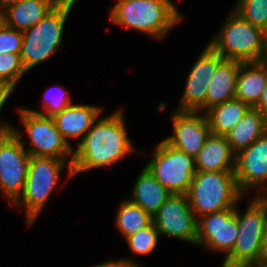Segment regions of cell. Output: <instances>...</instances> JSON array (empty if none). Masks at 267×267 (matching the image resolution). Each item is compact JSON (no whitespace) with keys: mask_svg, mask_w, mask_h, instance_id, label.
Instances as JSON below:
<instances>
[{"mask_svg":"<svg viewBox=\"0 0 267 267\" xmlns=\"http://www.w3.org/2000/svg\"><path fill=\"white\" fill-rule=\"evenodd\" d=\"M238 237V222L234 208L209 213L197 218V246L222 251L226 257L232 252Z\"/></svg>","mask_w":267,"mask_h":267,"instance_id":"13","label":"cell"},{"mask_svg":"<svg viewBox=\"0 0 267 267\" xmlns=\"http://www.w3.org/2000/svg\"><path fill=\"white\" fill-rule=\"evenodd\" d=\"M74 3H59L35 26L23 31L21 60L29 71L60 48L65 22Z\"/></svg>","mask_w":267,"mask_h":267,"instance_id":"5","label":"cell"},{"mask_svg":"<svg viewBox=\"0 0 267 267\" xmlns=\"http://www.w3.org/2000/svg\"><path fill=\"white\" fill-rule=\"evenodd\" d=\"M152 222V216L130 200H124L121 203L116 216L117 228L125 238L149 226Z\"/></svg>","mask_w":267,"mask_h":267,"instance_id":"24","label":"cell"},{"mask_svg":"<svg viewBox=\"0 0 267 267\" xmlns=\"http://www.w3.org/2000/svg\"><path fill=\"white\" fill-rule=\"evenodd\" d=\"M18 112L30 139V148L27 150L30 156L68 160V157L73 155L74 150L62 137L52 117L24 108L19 109Z\"/></svg>","mask_w":267,"mask_h":267,"instance_id":"10","label":"cell"},{"mask_svg":"<svg viewBox=\"0 0 267 267\" xmlns=\"http://www.w3.org/2000/svg\"><path fill=\"white\" fill-rule=\"evenodd\" d=\"M224 60L210 44L205 47L187 77L178 111H206L208 85Z\"/></svg>","mask_w":267,"mask_h":267,"instance_id":"12","label":"cell"},{"mask_svg":"<svg viewBox=\"0 0 267 267\" xmlns=\"http://www.w3.org/2000/svg\"><path fill=\"white\" fill-rule=\"evenodd\" d=\"M265 60H267V31H266V54H265Z\"/></svg>","mask_w":267,"mask_h":267,"instance_id":"37","label":"cell"},{"mask_svg":"<svg viewBox=\"0 0 267 267\" xmlns=\"http://www.w3.org/2000/svg\"><path fill=\"white\" fill-rule=\"evenodd\" d=\"M267 131V118L256 108H250L226 134L232 151L237 154L247 148Z\"/></svg>","mask_w":267,"mask_h":267,"instance_id":"22","label":"cell"},{"mask_svg":"<svg viewBox=\"0 0 267 267\" xmlns=\"http://www.w3.org/2000/svg\"><path fill=\"white\" fill-rule=\"evenodd\" d=\"M160 235L182 239L196 245L197 218L187 194H172L152 217Z\"/></svg>","mask_w":267,"mask_h":267,"instance_id":"11","label":"cell"},{"mask_svg":"<svg viewBox=\"0 0 267 267\" xmlns=\"http://www.w3.org/2000/svg\"><path fill=\"white\" fill-rule=\"evenodd\" d=\"M260 261L261 262H267V225H266L265 234H264V237L262 240Z\"/></svg>","mask_w":267,"mask_h":267,"instance_id":"32","label":"cell"},{"mask_svg":"<svg viewBox=\"0 0 267 267\" xmlns=\"http://www.w3.org/2000/svg\"><path fill=\"white\" fill-rule=\"evenodd\" d=\"M159 236L160 232L152 222L149 226L137 231L125 239L128 242L132 253L147 255L153 252L156 248Z\"/></svg>","mask_w":267,"mask_h":267,"instance_id":"27","label":"cell"},{"mask_svg":"<svg viewBox=\"0 0 267 267\" xmlns=\"http://www.w3.org/2000/svg\"><path fill=\"white\" fill-rule=\"evenodd\" d=\"M261 195V196H260ZM253 199L238 222V237L232 252L225 257L222 267H246L260 261L262 240L267 225V198L260 194Z\"/></svg>","mask_w":267,"mask_h":267,"instance_id":"6","label":"cell"},{"mask_svg":"<svg viewBox=\"0 0 267 267\" xmlns=\"http://www.w3.org/2000/svg\"><path fill=\"white\" fill-rule=\"evenodd\" d=\"M254 108L258 109L267 118V80L261 98Z\"/></svg>","mask_w":267,"mask_h":267,"instance_id":"31","label":"cell"},{"mask_svg":"<svg viewBox=\"0 0 267 267\" xmlns=\"http://www.w3.org/2000/svg\"><path fill=\"white\" fill-rule=\"evenodd\" d=\"M23 31L12 29L0 21V54L21 53Z\"/></svg>","mask_w":267,"mask_h":267,"instance_id":"29","label":"cell"},{"mask_svg":"<svg viewBox=\"0 0 267 267\" xmlns=\"http://www.w3.org/2000/svg\"><path fill=\"white\" fill-rule=\"evenodd\" d=\"M145 167L171 194H187L196 173L194 157L165 140L157 144L154 156Z\"/></svg>","mask_w":267,"mask_h":267,"instance_id":"9","label":"cell"},{"mask_svg":"<svg viewBox=\"0 0 267 267\" xmlns=\"http://www.w3.org/2000/svg\"><path fill=\"white\" fill-rule=\"evenodd\" d=\"M209 44L225 60L262 62L266 54V31L232 11L218 35Z\"/></svg>","mask_w":267,"mask_h":267,"instance_id":"4","label":"cell"},{"mask_svg":"<svg viewBox=\"0 0 267 267\" xmlns=\"http://www.w3.org/2000/svg\"><path fill=\"white\" fill-rule=\"evenodd\" d=\"M61 85L59 88L61 91L56 95H50L52 94L53 87L47 89L46 92H48L49 97L47 94H44V100H43V110L44 112H39L36 110L30 109L29 111L34 113H39L43 116H49L53 117L55 114L61 112L63 109H65L67 106L72 104V101L70 99V95ZM62 92V93H61ZM55 94V93H54Z\"/></svg>","mask_w":267,"mask_h":267,"instance_id":"28","label":"cell"},{"mask_svg":"<svg viewBox=\"0 0 267 267\" xmlns=\"http://www.w3.org/2000/svg\"><path fill=\"white\" fill-rule=\"evenodd\" d=\"M243 62L224 60L216 69L208 85L206 111L218 104L235 99L237 77Z\"/></svg>","mask_w":267,"mask_h":267,"instance_id":"20","label":"cell"},{"mask_svg":"<svg viewBox=\"0 0 267 267\" xmlns=\"http://www.w3.org/2000/svg\"><path fill=\"white\" fill-rule=\"evenodd\" d=\"M69 158L67 161L55 157L30 156L24 191L14 203L20 205L22 202L25 205L28 224H33L46 205L66 162L70 175H73V155Z\"/></svg>","mask_w":267,"mask_h":267,"instance_id":"7","label":"cell"},{"mask_svg":"<svg viewBox=\"0 0 267 267\" xmlns=\"http://www.w3.org/2000/svg\"><path fill=\"white\" fill-rule=\"evenodd\" d=\"M9 96L0 88V111L6 101L8 100Z\"/></svg>","mask_w":267,"mask_h":267,"instance_id":"34","label":"cell"},{"mask_svg":"<svg viewBox=\"0 0 267 267\" xmlns=\"http://www.w3.org/2000/svg\"><path fill=\"white\" fill-rule=\"evenodd\" d=\"M21 0H0V12L8 7L9 5H12L14 3H17Z\"/></svg>","mask_w":267,"mask_h":267,"instance_id":"33","label":"cell"},{"mask_svg":"<svg viewBox=\"0 0 267 267\" xmlns=\"http://www.w3.org/2000/svg\"><path fill=\"white\" fill-rule=\"evenodd\" d=\"M59 3H75L76 0H57Z\"/></svg>","mask_w":267,"mask_h":267,"instance_id":"36","label":"cell"},{"mask_svg":"<svg viewBox=\"0 0 267 267\" xmlns=\"http://www.w3.org/2000/svg\"><path fill=\"white\" fill-rule=\"evenodd\" d=\"M233 11L245 21L267 31V0H239Z\"/></svg>","mask_w":267,"mask_h":267,"instance_id":"26","label":"cell"},{"mask_svg":"<svg viewBox=\"0 0 267 267\" xmlns=\"http://www.w3.org/2000/svg\"><path fill=\"white\" fill-rule=\"evenodd\" d=\"M234 171H196L187 198L196 218L235 208L242 197Z\"/></svg>","mask_w":267,"mask_h":267,"instance_id":"3","label":"cell"},{"mask_svg":"<svg viewBox=\"0 0 267 267\" xmlns=\"http://www.w3.org/2000/svg\"><path fill=\"white\" fill-rule=\"evenodd\" d=\"M246 267H267V262H261V261H259L257 263L248 265Z\"/></svg>","mask_w":267,"mask_h":267,"instance_id":"35","label":"cell"},{"mask_svg":"<svg viewBox=\"0 0 267 267\" xmlns=\"http://www.w3.org/2000/svg\"><path fill=\"white\" fill-rule=\"evenodd\" d=\"M92 267H138L132 260L122 259L118 261L101 262L98 265Z\"/></svg>","mask_w":267,"mask_h":267,"instance_id":"30","label":"cell"},{"mask_svg":"<svg viewBox=\"0 0 267 267\" xmlns=\"http://www.w3.org/2000/svg\"><path fill=\"white\" fill-rule=\"evenodd\" d=\"M131 192L132 196L129 200L140 206L152 217L172 195L167 188L163 187L154 178L145 166L139 174Z\"/></svg>","mask_w":267,"mask_h":267,"instance_id":"21","label":"cell"},{"mask_svg":"<svg viewBox=\"0 0 267 267\" xmlns=\"http://www.w3.org/2000/svg\"><path fill=\"white\" fill-rule=\"evenodd\" d=\"M267 80V60L242 63L239 69L235 99L254 108L262 95Z\"/></svg>","mask_w":267,"mask_h":267,"instance_id":"19","label":"cell"},{"mask_svg":"<svg viewBox=\"0 0 267 267\" xmlns=\"http://www.w3.org/2000/svg\"><path fill=\"white\" fill-rule=\"evenodd\" d=\"M101 114V109L97 106L71 104L52 118L62 137L68 142L69 139L84 138L93 122Z\"/></svg>","mask_w":267,"mask_h":267,"instance_id":"17","label":"cell"},{"mask_svg":"<svg viewBox=\"0 0 267 267\" xmlns=\"http://www.w3.org/2000/svg\"><path fill=\"white\" fill-rule=\"evenodd\" d=\"M24 143L18 130L0 124V191L12 205L22 195L27 178L30 155Z\"/></svg>","mask_w":267,"mask_h":267,"instance_id":"8","label":"cell"},{"mask_svg":"<svg viewBox=\"0 0 267 267\" xmlns=\"http://www.w3.org/2000/svg\"><path fill=\"white\" fill-rule=\"evenodd\" d=\"M172 119L174 133L164 140L195 158L211 133L206 114L200 115L199 111L176 110Z\"/></svg>","mask_w":267,"mask_h":267,"instance_id":"15","label":"cell"},{"mask_svg":"<svg viewBox=\"0 0 267 267\" xmlns=\"http://www.w3.org/2000/svg\"><path fill=\"white\" fill-rule=\"evenodd\" d=\"M123 110L96 119L73 151L72 174L109 166L134 151L126 132Z\"/></svg>","mask_w":267,"mask_h":267,"instance_id":"1","label":"cell"},{"mask_svg":"<svg viewBox=\"0 0 267 267\" xmlns=\"http://www.w3.org/2000/svg\"><path fill=\"white\" fill-rule=\"evenodd\" d=\"M250 108L248 104L237 99L209 108L205 114L211 133L226 136Z\"/></svg>","mask_w":267,"mask_h":267,"instance_id":"23","label":"cell"},{"mask_svg":"<svg viewBox=\"0 0 267 267\" xmlns=\"http://www.w3.org/2000/svg\"><path fill=\"white\" fill-rule=\"evenodd\" d=\"M26 73L20 53L0 54V88L8 95L15 89L19 79Z\"/></svg>","mask_w":267,"mask_h":267,"instance_id":"25","label":"cell"},{"mask_svg":"<svg viewBox=\"0 0 267 267\" xmlns=\"http://www.w3.org/2000/svg\"><path fill=\"white\" fill-rule=\"evenodd\" d=\"M236 154L225 136L210 133L194 158L196 171H234Z\"/></svg>","mask_w":267,"mask_h":267,"instance_id":"18","label":"cell"},{"mask_svg":"<svg viewBox=\"0 0 267 267\" xmlns=\"http://www.w3.org/2000/svg\"><path fill=\"white\" fill-rule=\"evenodd\" d=\"M182 15L171 0H117L110 21L159 39L180 23Z\"/></svg>","mask_w":267,"mask_h":267,"instance_id":"2","label":"cell"},{"mask_svg":"<svg viewBox=\"0 0 267 267\" xmlns=\"http://www.w3.org/2000/svg\"><path fill=\"white\" fill-rule=\"evenodd\" d=\"M59 2L57 0H21L0 12V21L9 28L24 31L35 26Z\"/></svg>","mask_w":267,"mask_h":267,"instance_id":"16","label":"cell"},{"mask_svg":"<svg viewBox=\"0 0 267 267\" xmlns=\"http://www.w3.org/2000/svg\"><path fill=\"white\" fill-rule=\"evenodd\" d=\"M234 174L242 194L251 188L267 194V131L236 154Z\"/></svg>","mask_w":267,"mask_h":267,"instance_id":"14","label":"cell"}]
</instances>
